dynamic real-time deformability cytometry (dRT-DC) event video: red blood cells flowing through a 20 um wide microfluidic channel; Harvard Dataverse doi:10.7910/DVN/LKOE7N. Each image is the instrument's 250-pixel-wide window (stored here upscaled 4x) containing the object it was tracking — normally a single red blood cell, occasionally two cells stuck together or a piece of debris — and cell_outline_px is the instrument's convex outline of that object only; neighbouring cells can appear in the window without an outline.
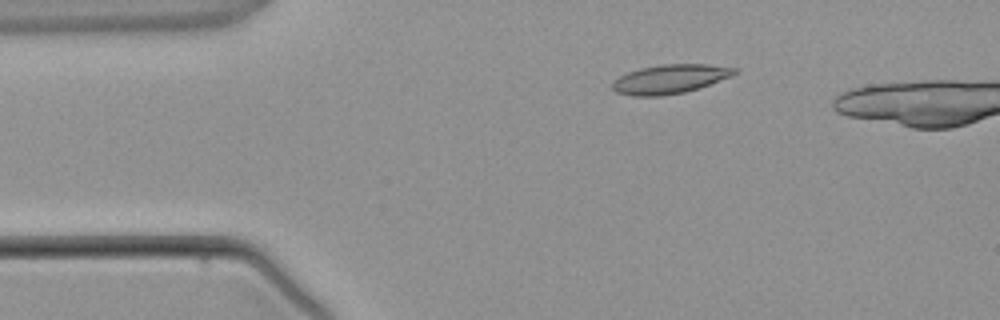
{"species": "common noctule bat (a hibernating species)", "species_latin": "Nyctalus noctula", "temperature_condition": "warm", "stored_images_in_passage": 3, "camera_frame_rate_fps": 3000, "um_per_image_px": 0.085, "animal": {"sex": "male", "body_mass_g": 21.5, "forearm_length_mm": 52.0}, "frame": {"image": 1, "passage_image": 2, "time_ms": 1.333, "image_size_px": [1000, 320], "cell_outline_px": [[736, 72], [728, 76], [708, 84], [684, 92], [660, 96], [632, 96], [616, 92], [612, 88], [612, 84], [620, 76], [628, 72], [640, 68], [660, 64], [708, 64], [736, 68]], "centroid_in_image_um": [56.88, 6.71], "position_along_channel_um": 28.1, "area_um2": 20.23}}